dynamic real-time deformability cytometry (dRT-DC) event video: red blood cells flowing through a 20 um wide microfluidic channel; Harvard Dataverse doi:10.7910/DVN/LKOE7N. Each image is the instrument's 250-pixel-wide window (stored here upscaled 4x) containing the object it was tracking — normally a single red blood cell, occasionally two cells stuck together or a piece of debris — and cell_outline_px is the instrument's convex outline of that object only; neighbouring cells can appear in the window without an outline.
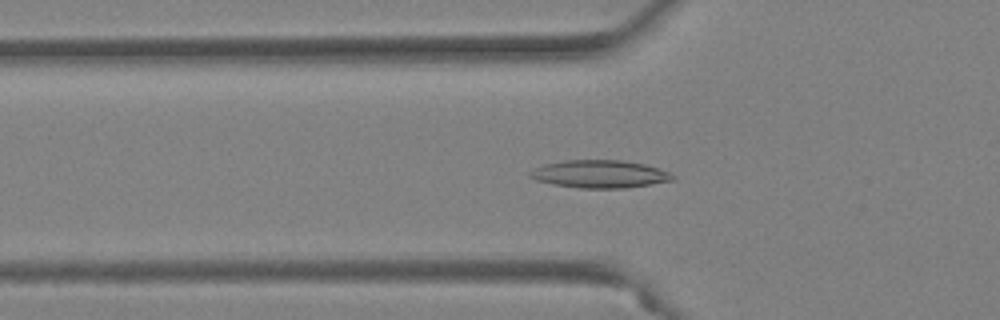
{"species": "Egyptian fruit bat (a non-hibernating species)", "species_latin": "Rousettus aegyptiacus", "temperature_condition": "warm", "stored_images_in_passage": 49, "camera_frame_rate_fps": 3000, "um_per_image_px": 0.085, "animal": {"sex": "female"}, "frame": {"image": 1, "passage_image": 15, "time_ms": 4.667, "image_size_px": [1000, 320], "cell_outline_px": [[676, 180], [624, 188], [580, 188], [552, 184], [536, 180], [528, 176], [528, 172], [544, 164], [564, 160], [624, 160], [644, 164], [668, 172], [676, 176]], "centroid_in_image_um": [50.97, 14.79], "position_along_channel_um": 74.8, "area_um2": 23.06}}
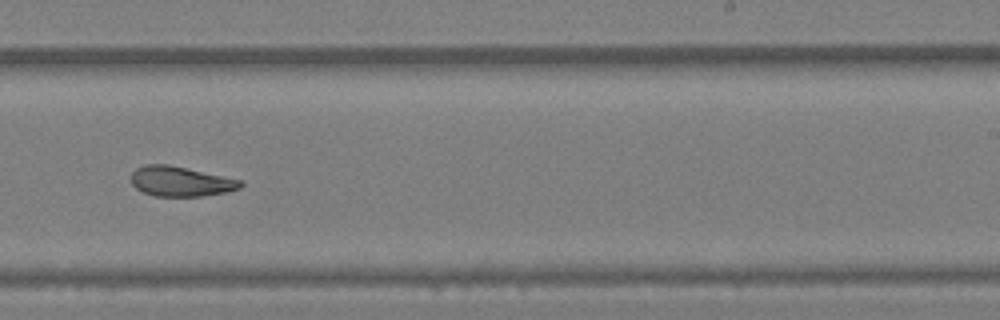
{"frame": {"image": 2, "passage_image": 30, "time_ms": 9.667, "image_size_px": [1000, 320], "cell_outline_px": [[244, 184], [240, 188], [228, 192], [200, 196], [152, 196], [136, 188], [132, 184], [132, 172], [136, 168], [144, 164], [168, 164], [244, 180]], "centroid_in_image_um": [15.39, 15.41], "position_along_channel_um": 273.6, "area_um2": 19.25}}
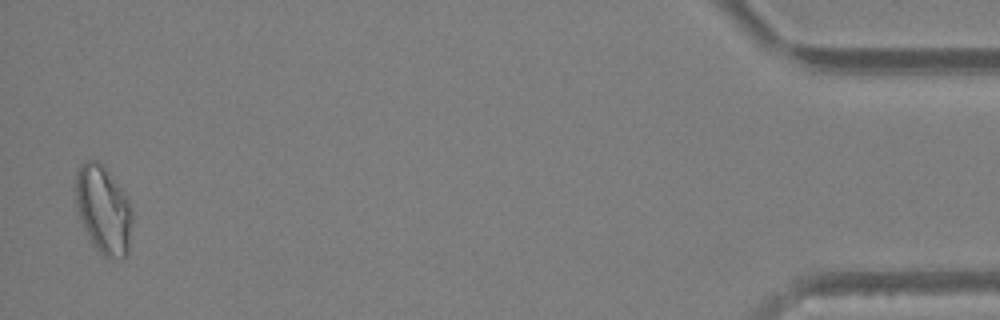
{"frame": {"image": 3, "passage_image": 48, "time_ms": 15.667, "image_size_px": [1000, 320], "cell_outline_px": [[132, 220], [128, 252], [124, 256], [104, 256], [96, 248], [88, 236], [76, 212], [76, 168], [84, 160], [96, 160], [104, 168], [120, 188], [128, 200], [132, 212]], "centroid_in_image_um": [8.75, 17.8], "position_along_channel_um": 426.4, "area_um2": 28.55}, "authors_computed_cell_mechanics": {"area_um2": 21.8484, "velocity_mm_per_s": 3.9666, "shape_relaxation_time_tau1_ms": null, "shape_relaxation_time_tau2_ms": 4.2132, "deformation_change_tau1": null, "deformation_change_tau2": 0.1144}}